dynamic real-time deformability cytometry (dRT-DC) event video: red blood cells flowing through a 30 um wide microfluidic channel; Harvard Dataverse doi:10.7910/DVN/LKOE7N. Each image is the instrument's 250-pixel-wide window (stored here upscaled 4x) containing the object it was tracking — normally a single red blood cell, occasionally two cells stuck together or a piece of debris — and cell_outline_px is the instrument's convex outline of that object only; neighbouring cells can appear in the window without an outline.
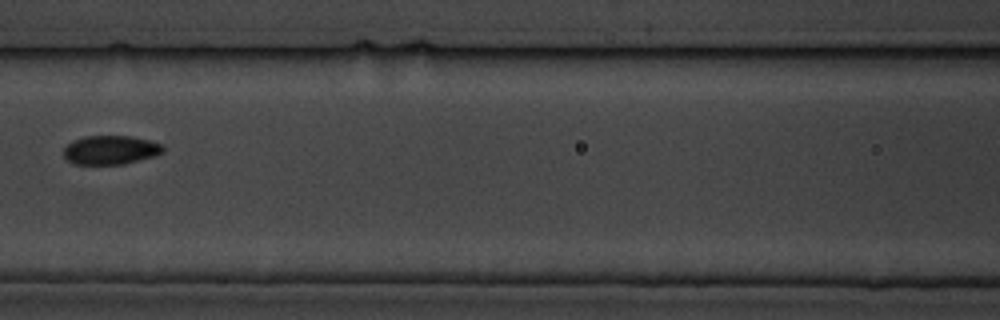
{"species": "common noctule bat (a hibernating species)", "species_latin": "Nyctalus noctula", "temperature_condition": "cold", "stored_images_in_passage": 9, "camera_frame_rate_fps": 3000, "um_per_image_px": 0.085, "animal": {"sex": "male", "body_mass_g": 19.5, "forearm_length_mm": 54.6}, "frame": {"image": 1, "passage_image": 6, "time_ms": 6.0, "image_size_px": [1000, 320], "cell_outline_px": [[164, 152], [156, 156], [124, 164], [72, 164], [64, 156], [64, 148], [72, 140], [84, 136], [132, 136], [148, 140], [160, 144], [164, 148]], "centroid_in_image_um": [9.4, 12.75], "position_along_channel_um": 157.2, "area_um2": 16.82}}
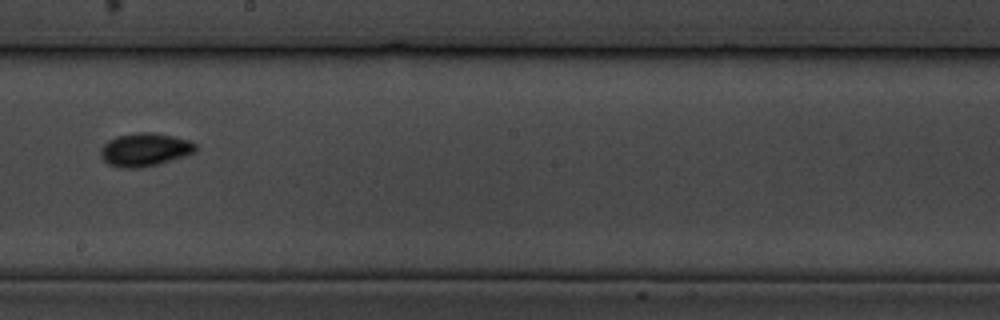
{"frame": {"image": 2, "passage_image": 8, "time_ms": 8.333, "image_size_px": [1000, 320], "cell_outline_px": [[196, 152], [188, 156], [160, 164], [140, 168], [116, 168], [108, 164], [100, 156], [100, 152], [104, 144], [108, 140], [116, 136], [136, 132], [152, 132], [172, 136], [188, 140], [196, 144]], "centroid_in_image_um": [12.32, 12.74], "position_along_channel_um": 235.9, "area_um2": 18.73}}
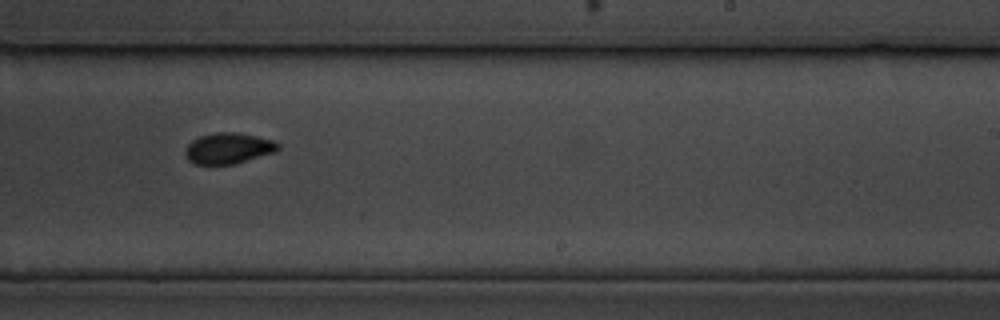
{"frame": {"image": 3, "passage_image": 9, "time_ms": 9.333, "image_size_px": [1000, 320], "cell_outline_px": [[280, 148], [276, 152], [236, 164], [196, 164], [188, 160], [184, 152], [188, 144], [192, 140], [200, 136], [216, 132], [236, 132], [256, 136], [272, 140], [280, 144]], "centroid_in_image_um": [19.43, 12.61], "position_along_channel_um": 269.6, "area_um2": 16.82}}